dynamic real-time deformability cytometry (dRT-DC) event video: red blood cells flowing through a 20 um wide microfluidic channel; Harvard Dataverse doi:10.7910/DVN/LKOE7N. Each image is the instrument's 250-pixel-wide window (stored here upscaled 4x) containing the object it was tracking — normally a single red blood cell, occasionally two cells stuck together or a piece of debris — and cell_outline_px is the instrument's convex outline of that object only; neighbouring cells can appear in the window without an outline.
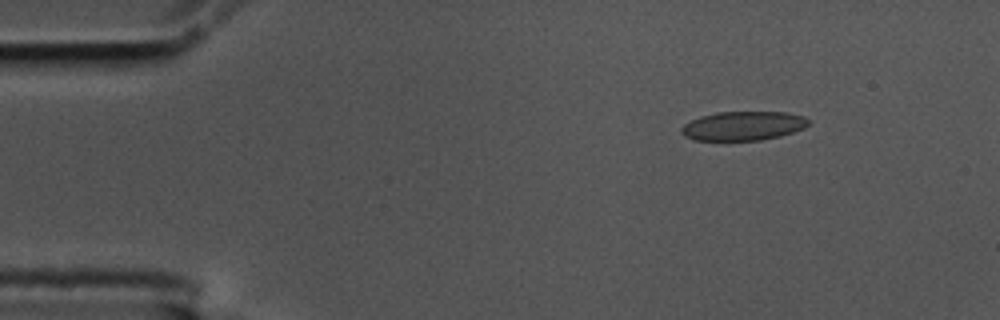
{"species": "common noctule bat (a hibernating species)", "species_latin": "Nyctalus noctula", "temperature_condition": "cold", "stored_images_in_passage": 8, "camera_frame_rate_fps": 3000, "um_per_image_px": 0.085, "animal": {"sex": "male", "body_mass_g": 17.5, "forearm_length_mm": 52.3}, "frame": {"image": 1, "passage_image": 2, "time_ms": 0.333, "image_size_px": [1000, 320], "cell_outline_px": [[808, 124], [804, 128], [780, 136], [760, 140], [692, 140], [684, 136], [680, 132], [680, 128], [684, 124], [700, 116], [716, 112], [788, 112], [804, 116], [808, 120]], "centroid_in_image_um": [63.14, 10.7], "position_along_channel_um": 21.9, "area_um2": 21.56}}
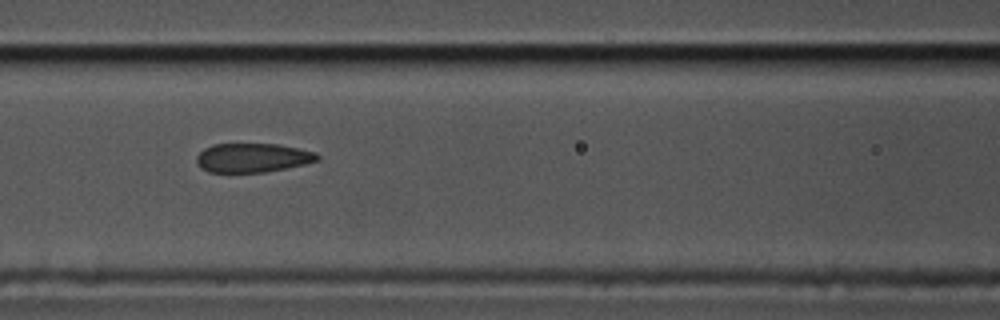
{"frame": {"image": 2, "passage_image": 7, "time_ms": 2.0, "image_size_px": [1000, 320], "cell_outline_px": [[320, 160], [304, 164], [264, 172], [208, 172], [200, 168], [196, 164], [196, 156], [204, 148], [212, 144], [276, 144], [316, 152], [320, 156]], "centroid_in_image_um": [21.43, 13.41], "position_along_channel_um": 145.2, "area_um2": 20.46}}
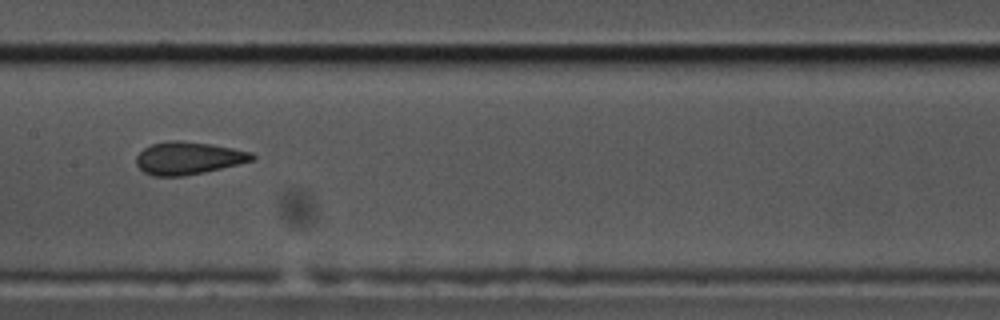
{"frame": {"image": 3, "passage_image": 8, "time_ms": 2.333, "image_size_px": [1000, 320], "cell_outline_px": [[256, 160], [240, 164], [204, 172], [184, 176], [152, 176], [144, 172], [136, 164], [136, 156], [144, 148], [152, 144], [168, 140], [180, 140], [212, 144], [252, 152], [256, 156]], "centroid_in_image_um": [16.03, 13.44], "position_along_channel_um": 191.4, "area_um2": 22.2}}